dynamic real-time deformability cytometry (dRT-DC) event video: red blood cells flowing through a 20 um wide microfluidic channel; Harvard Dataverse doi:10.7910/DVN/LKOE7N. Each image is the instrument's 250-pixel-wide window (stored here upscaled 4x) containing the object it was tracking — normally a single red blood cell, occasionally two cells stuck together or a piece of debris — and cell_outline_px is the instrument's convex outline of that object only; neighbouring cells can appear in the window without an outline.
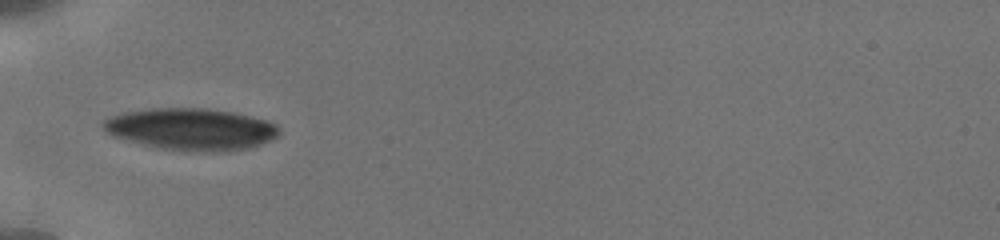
{"species": "human", "species_latin": "Homo sapiens", "temperature_condition": "cold", "stored_images_in_passage": 6, "camera_frame_rate_fps": 3000, "um_per_image_px": 0.085, "donor": {"sex": "male"}, "frame": {"image": 1, "passage_image": 1, "time_ms": 0.0, "image_size_px": [1000, 240], "cell_outline_px": [[280, 136], [260, 144], [248, 148], [224, 152], [188, 152], [156, 148], [112, 136], [100, 124], [104, 120], [112, 116], [124, 112], [152, 108], [208, 108], [232, 112], [268, 120], [276, 124], [280, 128]], "centroid_in_image_um": [16.27, 10.99], "position_along_channel_um": 68.7, "area_um2": 43.41}}
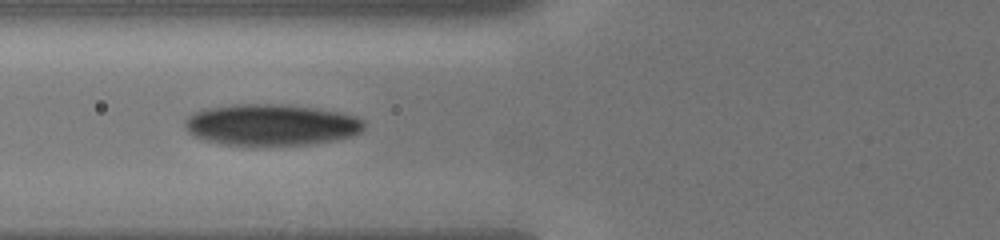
{"frame": {"image": 2, "passage_image": 5, "time_ms": 1.0, "image_size_px": [1000, 240], "cell_outline_px": [[364, 128], [360, 132], [336, 140], [308, 144], [220, 144], [204, 140], [188, 132], [184, 124], [184, 120], [192, 112], [204, 108], [232, 104], [288, 104], [320, 108], [340, 112], [356, 116], [364, 120]], "centroid_in_image_um": [23.03, 10.58], "position_along_channel_um": 102.8, "area_um2": 43.29}}